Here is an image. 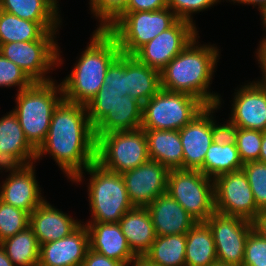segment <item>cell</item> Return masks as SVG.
Instances as JSON below:
<instances>
[{
  "label": "cell",
  "instance_id": "6da1fadb",
  "mask_svg": "<svg viewBox=\"0 0 266 266\" xmlns=\"http://www.w3.org/2000/svg\"><path fill=\"white\" fill-rule=\"evenodd\" d=\"M52 156L70 181L96 161V138L85 105L62 100L54 110L35 161Z\"/></svg>",
  "mask_w": 266,
  "mask_h": 266
},
{
  "label": "cell",
  "instance_id": "7a4b0ae2",
  "mask_svg": "<svg viewBox=\"0 0 266 266\" xmlns=\"http://www.w3.org/2000/svg\"><path fill=\"white\" fill-rule=\"evenodd\" d=\"M199 38L197 35L160 71L161 89L189 94L205 106L221 107V95L209 89L221 51L215 44H201Z\"/></svg>",
  "mask_w": 266,
  "mask_h": 266
},
{
  "label": "cell",
  "instance_id": "3957f363",
  "mask_svg": "<svg viewBox=\"0 0 266 266\" xmlns=\"http://www.w3.org/2000/svg\"><path fill=\"white\" fill-rule=\"evenodd\" d=\"M69 75L62 79L64 100L87 105L104 85L111 63L121 54L108 30H94Z\"/></svg>",
  "mask_w": 266,
  "mask_h": 266
},
{
  "label": "cell",
  "instance_id": "277c9868",
  "mask_svg": "<svg viewBox=\"0 0 266 266\" xmlns=\"http://www.w3.org/2000/svg\"><path fill=\"white\" fill-rule=\"evenodd\" d=\"M84 171L78 173L71 182L80 185L85 173L90 175L87 194L92 218L87 222L119 223L124 214L134 207L122 175L105 169L96 161Z\"/></svg>",
  "mask_w": 266,
  "mask_h": 266
},
{
  "label": "cell",
  "instance_id": "5b68a950",
  "mask_svg": "<svg viewBox=\"0 0 266 266\" xmlns=\"http://www.w3.org/2000/svg\"><path fill=\"white\" fill-rule=\"evenodd\" d=\"M34 82L16 94V106L12 110L18 117L29 143L37 150L45 141L52 115L64 99L61 83Z\"/></svg>",
  "mask_w": 266,
  "mask_h": 266
},
{
  "label": "cell",
  "instance_id": "8992f818",
  "mask_svg": "<svg viewBox=\"0 0 266 266\" xmlns=\"http://www.w3.org/2000/svg\"><path fill=\"white\" fill-rule=\"evenodd\" d=\"M205 107L194 96L160 89L143 104L141 129L180 130Z\"/></svg>",
  "mask_w": 266,
  "mask_h": 266
},
{
  "label": "cell",
  "instance_id": "52a82bcc",
  "mask_svg": "<svg viewBox=\"0 0 266 266\" xmlns=\"http://www.w3.org/2000/svg\"><path fill=\"white\" fill-rule=\"evenodd\" d=\"M178 20L168 7L156 11L126 12L108 31L116 39L122 54L134 55Z\"/></svg>",
  "mask_w": 266,
  "mask_h": 266
},
{
  "label": "cell",
  "instance_id": "ba28073f",
  "mask_svg": "<svg viewBox=\"0 0 266 266\" xmlns=\"http://www.w3.org/2000/svg\"><path fill=\"white\" fill-rule=\"evenodd\" d=\"M149 159L143 129L113 131L96 139V162L107 170L122 174Z\"/></svg>",
  "mask_w": 266,
  "mask_h": 266
},
{
  "label": "cell",
  "instance_id": "9c48e42d",
  "mask_svg": "<svg viewBox=\"0 0 266 266\" xmlns=\"http://www.w3.org/2000/svg\"><path fill=\"white\" fill-rule=\"evenodd\" d=\"M167 193L196 222H205L215 212L214 181L199 170H170Z\"/></svg>",
  "mask_w": 266,
  "mask_h": 266
},
{
  "label": "cell",
  "instance_id": "30bf717a",
  "mask_svg": "<svg viewBox=\"0 0 266 266\" xmlns=\"http://www.w3.org/2000/svg\"><path fill=\"white\" fill-rule=\"evenodd\" d=\"M60 53L62 51L57 40L19 41L0 45V54L18 65L33 82L54 80L49 73L63 64L64 59Z\"/></svg>",
  "mask_w": 266,
  "mask_h": 266
},
{
  "label": "cell",
  "instance_id": "8fae6325",
  "mask_svg": "<svg viewBox=\"0 0 266 266\" xmlns=\"http://www.w3.org/2000/svg\"><path fill=\"white\" fill-rule=\"evenodd\" d=\"M218 105L206 106L188 124L179 130L183 146V169L199 170L210 145L225 130L213 113ZM220 123V124H219Z\"/></svg>",
  "mask_w": 266,
  "mask_h": 266
},
{
  "label": "cell",
  "instance_id": "7c38bea8",
  "mask_svg": "<svg viewBox=\"0 0 266 266\" xmlns=\"http://www.w3.org/2000/svg\"><path fill=\"white\" fill-rule=\"evenodd\" d=\"M213 181L215 212L252 222L260 209L244 171L224 173Z\"/></svg>",
  "mask_w": 266,
  "mask_h": 266
},
{
  "label": "cell",
  "instance_id": "4fadbf2b",
  "mask_svg": "<svg viewBox=\"0 0 266 266\" xmlns=\"http://www.w3.org/2000/svg\"><path fill=\"white\" fill-rule=\"evenodd\" d=\"M205 223L213 235L217 262L242 266L245 243L253 229L252 222L214 212Z\"/></svg>",
  "mask_w": 266,
  "mask_h": 266
},
{
  "label": "cell",
  "instance_id": "5bb4252c",
  "mask_svg": "<svg viewBox=\"0 0 266 266\" xmlns=\"http://www.w3.org/2000/svg\"><path fill=\"white\" fill-rule=\"evenodd\" d=\"M194 23L179 19L172 27L158 34L133 56L146 66L161 71L197 35Z\"/></svg>",
  "mask_w": 266,
  "mask_h": 266
},
{
  "label": "cell",
  "instance_id": "9a60e30c",
  "mask_svg": "<svg viewBox=\"0 0 266 266\" xmlns=\"http://www.w3.org/2000/svg\"><path fill=\"white\" fill-rule=\"evenodd\" d=\"M240 86L234 89L231 113L224 126L266 131V83L255 79Z\"/></svg>",
  "mask_w": 266,
  "mask_h": 266
},
{
  "label": "cell",
  "instance_id": "2e32d148",
  "mask_svg": "<svg viewBox=\"0 0 266 266\" xmlns=\"http://www.w3.org/2000/svg\"><path fill=\"white\" fill-rule=\"evenodd\" d=\"M169 169L149 159L121 175L130 202L134 207H147L158 196L167 193Z\"/></svg>",
  "mask_w": 266,
  "mask_h": 266
},
{
  "label": "cell",
  "instance_id": "e0dca14e",
  "mask_svg": "<svg viewBox=\"0 0 266 266\" xmlns=\"http://www.w3.org/2000/svg\"><path fill=\"white\" fill-rule=\"evenodd\" d=\"M35 163L26 164L20 170L7 174L0 184V200L29 214L46 199L36 179Z\"/></svg>",
  "mask_w": 266,
  "mask_h": 266
},
{
  "label": "cell",
  "instance_id": "ac0fdd59",
  "mask_svg": "<svg viewBox=\"0 0 266 266\" xmlns=\"http://www.w3.org/2000/svg\"><path fill=\"white\" fill-rule=\"evenodd\" d=\"M89 249V235L81 224L70 235L40 245L38 266H82Z\"/></svg>",
  "mask_w": 266,
  "mask_h": 266
},
{
  "label": "cell",
  "instance_id": "d6986e66",
  "mask_svg": "<svg viewBox=\"0 0 266 266\" xmlns=\"http://www.w3.org/2000/svg\"><path fill=\"white\" fill-rule=\"evenodd\" d=\"M82 223L84 222L56 208L47 199L29 215V227L36 235L39 245L70 235Z\"/></svg>",
  "mask_w": 266,
  "mask_h": 266
},
{
  "label": "cell",
  "instance_id": "ffe728a7",
  "mask_svg": "<svg viewBox=\"0 0 266 266\" xmlns=\"http://www.w3.org/2000/svg\"><path fill=\"white\" fill-rule=\"evenodd\" d=\"M156 236L186 234L196 223L168 193L158 196L147 207Z\"/></svg>",
  "mask_w": 266,
  "mask_h": 266
},
{
  "label": "cell",
  "instance_id": "44dd1931",
  "mask_svg": "<svg viewBox=\"0 0 266 266\" xmlns=\"http://www.w3.org/2000/svg\"><path fill=\"white\" fill-rule=\"evenodd\" d=\"M89 249L110 259L127 263L135 256L119 223L85 222Z\"/></svg>",
  "mask_w": 266,
  "mask_h": 266
},
{
  "label": "cell",
  "instance_id": "7402d4cb",
  "mask_svg": "<svg viewBox=\"0 0 266 266\" xmlns=\"http://www.w3.org/2000/svg\"><path fill=\"white\" fill-rule=\"evenodd\" d=\"M62 22H34L0 10V45L11 42L57 40Z\"/></svg>",
  "mask_w": 266,
  "mask_h": 266
},
{
  "label": "cell",
  "instance_id": "603a6c76",
  "mask_svg": "<svg viewBox=\"0 0 266 266\" xmlns=\"http://www.w3.org/2000/svg\"><path fill=\"white\" fill-rule=\"evenodd\" d=\"M242 167L243 162L240 159L236 143L224 130L208 148L203 166L199 171L214 179L221 174L241 170Z\"/></svg>",
  "mask_w": 266,
  "mask_h": 266
},
{
  "label": "cell",
  "instance_id": "cb8c5ba5",
  "mask_svg": "<svg viewBox=\"0 0 266 266\" xmlns=\"http://www.w3.org/2000/svg\"><path fill=\"white\" fill-rule=\"evenodd\" d=\"M123 235L135 255H145L156 238L146 207H133L119 220Z\"/></svg>",
  "mask_w": 266,
  "mask_h": 266
},
{
  "label": "cell",
  "instance_id": "d4e9b609",
  "mask_svg": "<svg viewBox=\"0 0 266 266\" xmlns=\"http://www.w3.org/2000/svg\"><path fill=\"white\" fill-rule=\"evenodd\" d=\"M145 131L149 158L169 170L183 169V146L179 130Z\"/></svg>",
  "mask_w": 266,
  "mask_h": 266
},
{
  "label": "cell",
  "instance_id": "484cf974",
  "mask_svg": "<svg viewBox=\"0 0 266 266\" xmlns=\"http://www.w3.org/2000/svg\"><path fill=\"white\" fill-rule=\"evenodd\" d=\"M142 109L143 105L130 95L122 96L114 108L109 110L107 116L94 128L95 138L113 131L141 129Z\"/></svg>",
  "mask_w": 266,
  "mask_h": 266
},
{
  "label": "cell",
  "instance_id": "4316f807",
  "mask_svg": "<svg viewBox=\"0 0 266 266\" xmlns=\"http://www.w3.org/2000/svg\"><path fill=\"white\" fill-rule=\"evenodd\" d=\"M161 89L160 71L127 55V94L142 105Z\"/></svg>",
  "mask_w": 266,
  "mask_h": 266
},
{
  "label": "cell",
  "instance_id": "83f0119b",
  "mask_svg": "<svg viewBox=\"0 0 266 266\" xmlns=\"http://www.w3.org/2000/svg\"><path fill=\"white\" fill-rule=\"evenodd\" d=\"M0 153H11L25 165L36 162V149L26 139L12 110L0 118Z\"/></svg>",
  "mask_w": 266,
  "mask_h": 266
},
{
  "label": "cell",
  "instance_id": "f1b7e54d",
  "mask_svg": "<svg viewBox=\"0 0 266 266\" xmlns=\"http://www.w3.org/2000/svg\"><path fill=\"white\" fill-rule=\"evenodd\" d=\"M216 262L211 229L205 222H196L186 233L185 266H210Z\"/></svg>",
  "mask_w": 266,
  "mask_h": 266
},
{
  "label": "cell",
  "instance_id": "f546056e",
  "mask_svg": "<svg viewBox=\"0 0 266 266\" xmlns=\"http://www.w3.org/2000/svg\"><path fill=\"white\" fill-rule=\"evenodd\" d=\"M57 0H0V10L34 22H62Z\"/></svg>",
  "mask_w": 266,
  "mask_h": 266
},
{
  "label": "cell",
  "instance_id": "4dcf8cb0",
  "mask_svg": "<svg viewBox=\"0 0 266 266\" xmlns=\"http://www.w3.org/2000/svg\"><path fill=\"white\" fill-rule=\"evenodd\" d=\"M0 244L15 266H38L40 245L30 227Z\"/></svg>",
  "mask_w": 266,
  "mask_h": 266
},
{
  "label": "cell",
  "instance_id": "1f68e13d",
  "mask_svg": "<svg viewBox=\"0 0 266 266\" xmlns=\"http://www.w3.org/2000/svg\"><path fill=\"white\" fill-rule=\"evenodd\" d=\"M186 234L156 236L145 254L157 266H185Z\"/></svg>",
  "mask_w": 266,
  "mask_h": 266
},
{
  "label": "cell",
  "instance_id": "d6a6232c",
  "mask_svg": "<svg viewBox=\"0 0 266 266\" xmlns=\"http://www.w3.org/2000/svg\"><path fill=\"white\" fill-rule=\"evenodd\" d=\"M236 143L241 161H259L262 142V131L242 129L239 127H225Z\"/></svg>",
  "mask_w": 266,
  "mask_h": 266
},
{
  "label": "cell",
  "instance_id": "836d02e7",
  "mask_svg": "<svg viewBox=\"0 0 266 266\" xmlns=\"http://www.w3.org/2000/svg\"><path fill=\"white\" fill-rule=\"evenodd\" d=\"M128 0H89L92 17L98 20L96 30H108L127 12Z\"/></svg>",
  "mask_w": 266,
  "mask_h": 266
},
{
  "label": "cell",
  "instance_id": "e575fe53",
  "mask_svg": "<svg viewBox=\"0 0 266 266\" xmlns=\"http://www.w3.org/2000/svg\"><path fill=\"white\" fill-rule=\"evenodd\" d=\"M29 213L0 200V243L29 227Z\"/></svg>",
  "mask_w": 266,
  "mask_h": 266
},
{
  "label": "cell",
  "instance_id": "d590c367",
  "mask_svg": "<svg viewBox=\"0 0 266 266\" xmlns=\"http://www.w3.org/2000/svg\"><path fill=\"white\" fill-rule=\"evenodd\" d=\"M124 96L115 90H99L86 105L90 124L95 128L113 109L115 104Z\"/></svg>",
  "mask_w": 266,
  "mask_h": 266
},
{
  "label": "cell",
  "instance_id": "8d00e7d4",
  "mask_svg": "<svg viewBox=\"0 0 266 266\" xmlns=\"http://www.w3.org/2000/svg\"><path fill=\"white\" fill-rule=\"evenodd\" d=\"M253 197L260 210L266 209V163L250 161L243 164Z\"/></svg>",
  "mask_w": 266,
  "mask_h": 266
},
{
  "label": "cell",
  "instance_id": "74e56055",
  "mask_svg": "<svg viewBox=\"0 0 266 266\" xmlns=\"http://www.w3.org/2000/svg\"><path fill=\"white\" fill-rule=\"evenodd\" d=\"M34 82L14 62L0 54V87H16L17 93L30 87Z\"/></svg>",
  "mask_w": 266,
  "mask_h": 266
},
{
  "label": "cell",
  "instance_id": "f35d334b",
  "mask_svg": "<svg viewBox=\"0 0 266 266\" xmlns=\"http://www.w3.org/2000/svg\"><path fill=\"white\" fill-rule=\"evenodd\" d=\"M100 90H115L127 94V55L120 54L108 67Z\"/></svg>",
  "mask_w": 266,
  "mask_h": 266
},
{
  "label": "cell",
  "instance_id": "ab89813d",
  "mask_svg": "<svg viewBox=\"0 0 266 266\" xmlns=\"http://www.w3.org/2000/svg\"><path fill=\"white\" fill-rule=\"evenodd\" d=\"M224 0H168V8L179 18L196 25L193 16L200 13ZM194 21V22H193Z\"/></svg>",
  "mask_w": 266,
  "mask_h": 266
},
{
  "label": "cell",
  "instance_id": "60d3db41",
  "mask_svg": "<svg viewBox=\"0 0 266 266\" xmlns=\"http://www.w3.org/2000/svg\"><path fill=\"white\" fill-rule=\"evenodd\" d=\"M242 266H266V239L253 229L245 243Z\"/></svg>",
  "mask_w": 266,
  "mask_h": 266
},
{
  "label": "cell",
  "instance_id": "b9f144b4",
  "mask_svg": "<svg viewBox=\"0 0 266 266\" xmlns=\"http://www.w3.org/2000/svg\"><path fill=\"white\" fill-rule=\"evenodd\" d=\"M168 7V0H128L127 12L156 11Z\"/></svg>",
  "mask_w": 266,
  "mask_h": 266
},
{
  "label": "cell",
  "instance_id": "7bdbcfd3",
  "mask_svg": "<svg viewBox=\"0 0 266 266\" xmlns=\"http://www.w3.org/2000/svg\"><path fill=\"white\" fill-rule=\"evenodd\" d=\"M82 266H127L126 264L110 259L91 249H88Z\"/></svg>",
  "mask_w": 266,
  "mask_h": 266
},
{
  "label": "cell",
  "instance_id": "ee69618b",
  "mask_svg": "<svg viewBox=\"0 0 266 266\" xmlns=\"http://www.w3.org/2000/svg\"><path fill=\"white\" fill-rule=\"evenodd\" d=\"M25 164L11 153H0V173L20 170Z\"/></svg>",
  "mask_w": 266,
  "mask_h": 266
},
{
  "label": "cell",
  "instance_id": "f6af8a7d",
  "mask_svg": "<svg viewBox=\"0 0 266 266\" xmlns=\"http://www.w3.org/2000/svg\"><path fill=\"white\" fill-rule=\"evenodd\" d=\"M260 44L257 46V49L255 51L257 58L256 61H258V64L261 69L262 79H257L260 82L266 83V37H263L262 40L259 42Z\"/></svg>",
  "mask_w": 266,
  "mask_h": 266
},
{
  "label": "cell",
  "instance_id": "bcb514c9",
  "mask_svg": "<svg viewBox=\"0 0 266 266\" xmlns=\"http://www.w3.org/2000/svg\"><path fill=\"white\" fill-rule=\"evenodd\" d=\"M253 230L266 239V209L260 210L252 221Z\"/></svg>",
  "mask_w": 266,
  "mask_h": 266
},
{
  "label": "cell",
  "instance_id": "7dc6e473",
  "mask_svg": "<svg viewBox=\"0 0 266 266\" xmlns=\"http://www.w3.org/2000/svg\"><path fill=\"white\" fill-rule=\"evenodd\" d=\"M157 266L146 255H135L128 263L127 266Z\"/></svg>",
  "mask_w": 266,
  "mask_h": 266
},
{
  "label": "cell",
  "instance_id": "c3c4849f",
  "mask_svg": "<svg viewBox=\"0 0 266 266\" xmlns=\"http://www.w3.org/2000/svg\"><path fill=\"white\" fill-rule=\"evenodd\" d=\"M225 1H229L230 3L233 2V4L235 3H239V5L243 4V5H253V7L258 6V11L260 12V14L266 9V0H225Z\"/></svg>",
  "mask_w": 266,
  "mask_h": 266
},
{
  "label": "cell",
  "instance_id": "681fc988",
  "mask_svg": "<svg viewBox=\"0 0 266 266\" xmlns=\"http://www.w3.org/2000/svg\"><path fill=\"white\" fill-rule=\"evenodd\" d=\"M0 266H15L7 256L5 249L0 244Z\"/></svg>",
  "mask_w": 266,
  "mask_h": 266
},
{
  "label": "cell",
  "instance_id": "f907efd6",
  "mask_svg": "<svg viewBox=\"0 0 266 266\" xmlns=\"http://www.w3.org/2000/svg\"><path fill=\"white\" fill-rule=\"evenodd\" d=\"M259 162L266 163V131L262 132Z\"/></svg>",
  "mask_w": 266,
  "mask_h": 266
},
{
  "label": "cell",
  "instance_id": "816d5d0a",
  "mask_svg": "<svg viewBox=\"0 0 266 266\" xmlns=\"http://www.w3.org/2000/svg\"><path fill=\"white\" fill-rule=\"evenodd\" d=\"M260 17H261V21H262L261 25L263 26V29H265L264 34L266 35V9L260 14ZM265 35H264V37H266Z\"/></svg>",
  "mask_w": 266,
  "mask_h": 266
},
{
  "label": "cell",
  "instance_id": "f5cc1de1",
  "mask_svg": "<svg viewBox=\"0 0 266 266\" xmlns=\"http://www.w3.org/2000/svg\"><path fill=\"white\" fill-rule=\"evenodd\" d=\"M210 266H237V265L216 262L214 264H211Z\"/></svg>",
  "mask_w": 266,
  "mask_h": 266
}]
</instances>
